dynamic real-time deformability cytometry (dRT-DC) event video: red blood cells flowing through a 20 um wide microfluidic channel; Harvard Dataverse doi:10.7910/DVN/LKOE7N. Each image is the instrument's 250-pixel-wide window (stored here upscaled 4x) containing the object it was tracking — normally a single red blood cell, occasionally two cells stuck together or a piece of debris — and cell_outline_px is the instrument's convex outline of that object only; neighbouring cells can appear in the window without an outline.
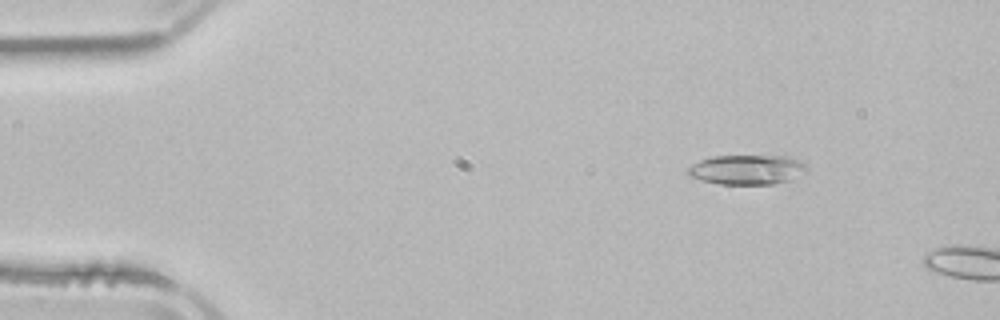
{"species": "common noctule bat (a hibernating species)", "species_latin": "Nyctalus noctula", "temperature_condition": "room temperature", "stored_images_in_passage": 4, "camera_frame_rate_fps": 3000, "um_per_image_px": 0.085, "animal": {"sex": "male", "body_mass_g": 21.5, "forearm_length_mm": 52.0}, "frame": {"image": 1, "passage_image": 2, "time_ms": 1.333, "image_size_px": [1000, 320], "cell_outline_px": [[808, 172], [788, 180], [772, 184], [720, 184], [688, 176], [684, 172], [692, 164], [700, 160], [712, 156], [788, 156], [804, 164], [808, 168]], "centroid_in_image_um": [63.47, 14.42], "position_along_channel_um": 21.5, "area_um2": 20.52}}